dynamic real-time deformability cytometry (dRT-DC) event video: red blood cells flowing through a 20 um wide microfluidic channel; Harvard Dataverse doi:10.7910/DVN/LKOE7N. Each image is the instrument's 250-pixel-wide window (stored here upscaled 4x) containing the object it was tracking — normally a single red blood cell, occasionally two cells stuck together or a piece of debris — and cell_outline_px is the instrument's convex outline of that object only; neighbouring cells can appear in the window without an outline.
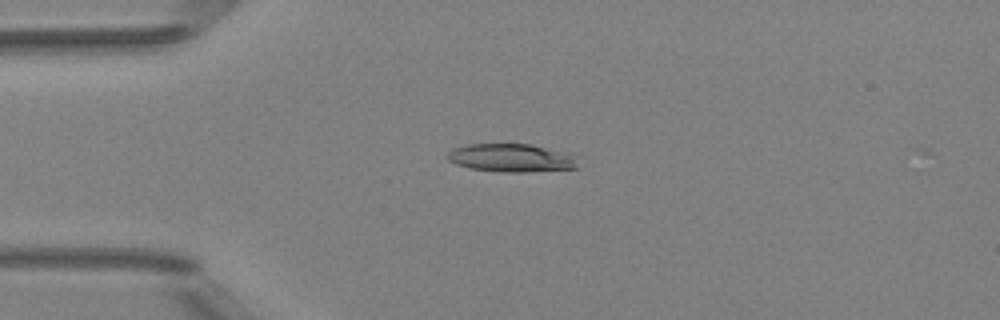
{"species": "Egyptian fruit bat (a non-hibernating species)", "species_latin": "Rousettus aegyptiacus", "temperature_condition": "room temperature", "stored_images_in_passage": 3, "camera_frame_rate_fps": 3000, "um_per_image_px": 0.085, "animal": {"sex": "female"}, "frame": {"image": 1, "passage_image": 1, "time_ms": 0.0, "image_size_px": [1000, 320], "cell_outline_px": [[576, 168], [524, 172], [504, 172], [468, 168], [456, 164], [448, 160], [444, 156], [452, 148], [468, 144], [528, 144], [564, 152], [572, 156]], "centroid_in_image_um": [43.33, 13.42], "position_along_channel_um": 41.7, "area_um2": 21.1}}